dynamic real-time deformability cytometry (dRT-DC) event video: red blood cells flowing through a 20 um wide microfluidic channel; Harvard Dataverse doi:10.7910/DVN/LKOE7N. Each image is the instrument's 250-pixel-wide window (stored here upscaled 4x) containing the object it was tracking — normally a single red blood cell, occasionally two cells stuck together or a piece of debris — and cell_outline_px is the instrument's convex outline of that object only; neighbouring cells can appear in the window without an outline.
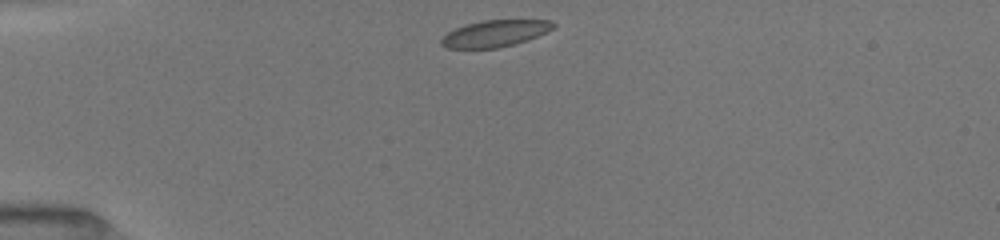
{"species": "common noctule bat (a hibernating species)", "species_latin": "Nyctalus noctula", "temperature_condition": "room temperature", "stored_images_in_passage": 40, "camera_frame_rate_fps": 3000, "um_per_image_px": 0.085, "animal": {"sex": "female", "body_mass_g": 19.5, "forearm_length_mm": 54.1}, "frame": {"image": 1, "passage_image": 1, "time_ms": 0.0, "image_size_px": [1000, 240], "cell_outline_px": [[556, 24], [552, 28], [528, 40], [496, 48], [444, 48], [440, 44], [440, 40], [448, 32], [464, 24], [484, 20], [552, 20]], "centroid_in_image_um": [42.03, 2.84], "position_along_channel_um": 43.0, "area_um2": 17.22}}
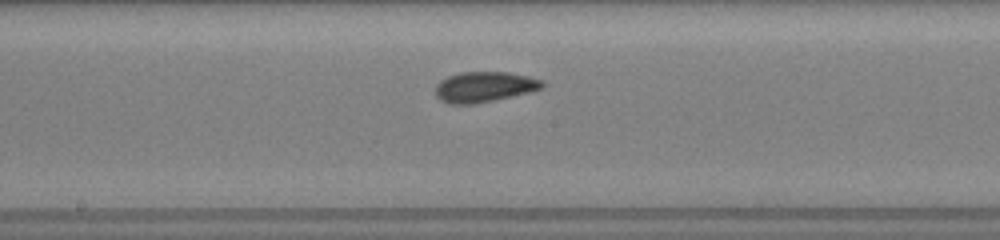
{"frame": {"image": 2, "passage_image": 16, "time_ms": 5.0, "image_size_px": [1000, 240], "cell_outline_px": [[544, 88], [528, 92], [492, 100], [472, 104], [448, 104], [440, 100], [436, 96], [436, 84], [440, 80], [448, 76], [460, 72], [508, 72], [528, 76], [544, 80]], "centroid_in_image_um": [41.15, 7.37], "position_along_channel_um": 207.0, "area_um2": 18.9}}
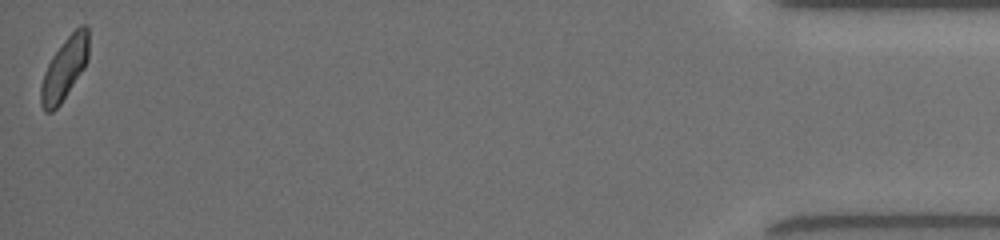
{"frame": {"image": 3, "passage_image": 40, "time_ms": 12.667, "image_size_px": [1000, 240], "cell_outline_px": [[88, 60], [84, 68], [60, 104], [52, 112], [44, 112], [40, 104], [40, 88], [44, 72], [52, 56], [64, 40], [80, 24], [88, 24]], "centroid_in_image_um": [5.48, 5.83], "position_along_channel_um": 429.7, "area_um2": 17.34}, "authors_computed_cell_mechanics": {"area_um2": 18.0336, "velocity_mm_per_s": 4.0027, "shape_relaxation_time_tau1_ms": 6.0906, "shape_relaxation_time_tau2_ms": 1.1487, "deformation_change_tau1": 0.1125, "deformation_change_tau2": 0.0522}}